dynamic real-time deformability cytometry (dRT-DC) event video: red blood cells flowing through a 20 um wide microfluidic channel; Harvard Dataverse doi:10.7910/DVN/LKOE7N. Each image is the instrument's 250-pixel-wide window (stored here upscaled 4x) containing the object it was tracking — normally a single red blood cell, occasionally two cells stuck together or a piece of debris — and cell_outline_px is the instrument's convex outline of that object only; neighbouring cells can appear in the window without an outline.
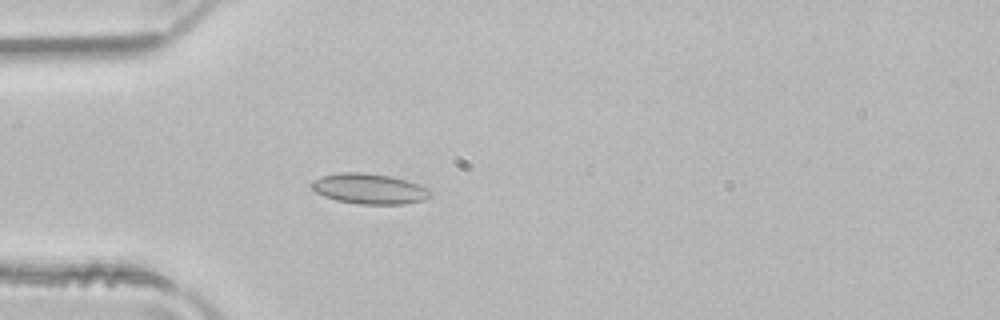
{"species": "common noctule bat (a hibernating species)", "species_latin": "Nyctalus noctula", "temperature_condition": "room temperature", "stored_images_in_passage": 39, "camera_frame_rate_fps": 3000, "um_per_image_px": 0.085, "animal": {"sex": "male", "body_mass_g": 21.5, "forearm_length_mm": 52.0}, "frame": {"image": 1, "passage_image": 2, "time_ms": 0.333, "image_size_px": [1000, 320], "cell_outline_px": [[432, 196], [424, 200], [404, 204], [360, 204], [336, 200], [324, 196], [316, 192], [308, 184], [312, 180], [320, 176], [340, 172], [364, 172], [392, 176], [432, 188]], "centroid_in_image_um": [31.41, 16.03], "position_along_channel_um": 53.6, "area_um2": 21.44}}
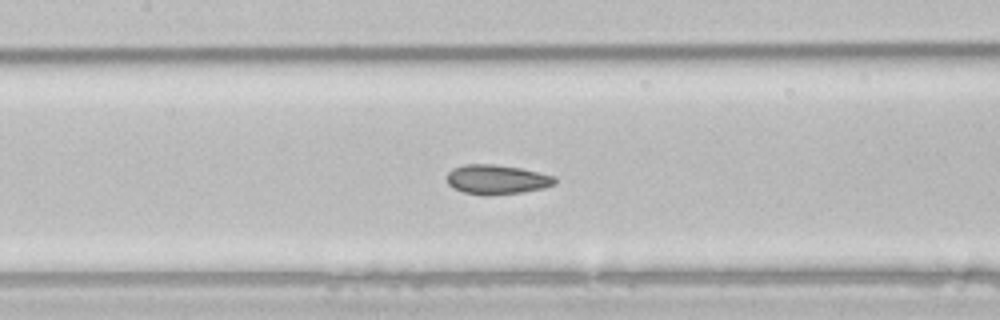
{"frame": {"image": 2, "passage_image": 11, "time_ms": 3.333, "image_size_px": [1000, 320], "cell_outline_px": [[556, 184], [544, 188], [520, 192], [492, 196], [480, 196], [464, 192], [452, 188], [448, 184], [448, 172], [452, 168], [464, 164], [492, 164], [520, 168], [556, 176]], "centroid_in_image_um": [42.22, 15.27], "position_along_channel_um": 165.2, "area_um2": 18.79}}
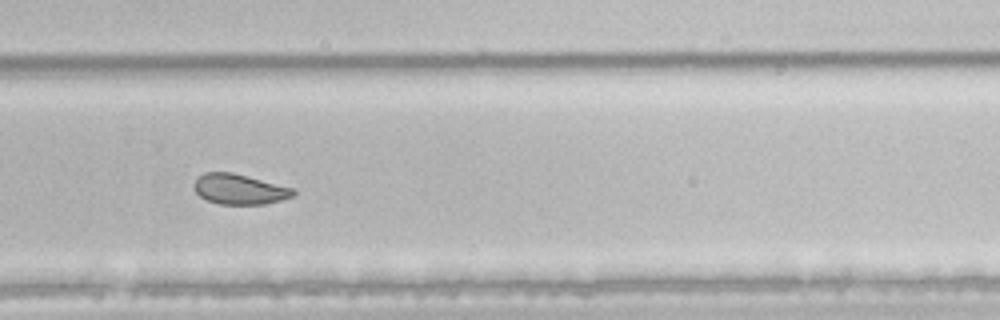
{"frame": {"image": 3, "passage_image": 22, "time_ms": 7.0, "image_size_px": [1000, 320], "cell_outline_px": [[296, 192], [292, 196], [280, 200], [264, 204], [220, 204], [208, 200], [200, 196], [192, 188], [192, 184], [204, 172], [232, 172], [292, 188]], "centroid_in_image_um": [20.3, 16.08], "position_along_channel_um": 309.5, "area_um2": 17.28}, "authors_computed_cell_mechanics": {"area_um2": 18.7272, "velocity_mm_per_s": 3.95, "shape_relaxation_time_tau1_ms": 7.7355, "shape_relaxation_time_tau2_ms": 1.4958, "deformation_change_tau1": 0.1084, "deformation_change_tau2": 0.0366}}